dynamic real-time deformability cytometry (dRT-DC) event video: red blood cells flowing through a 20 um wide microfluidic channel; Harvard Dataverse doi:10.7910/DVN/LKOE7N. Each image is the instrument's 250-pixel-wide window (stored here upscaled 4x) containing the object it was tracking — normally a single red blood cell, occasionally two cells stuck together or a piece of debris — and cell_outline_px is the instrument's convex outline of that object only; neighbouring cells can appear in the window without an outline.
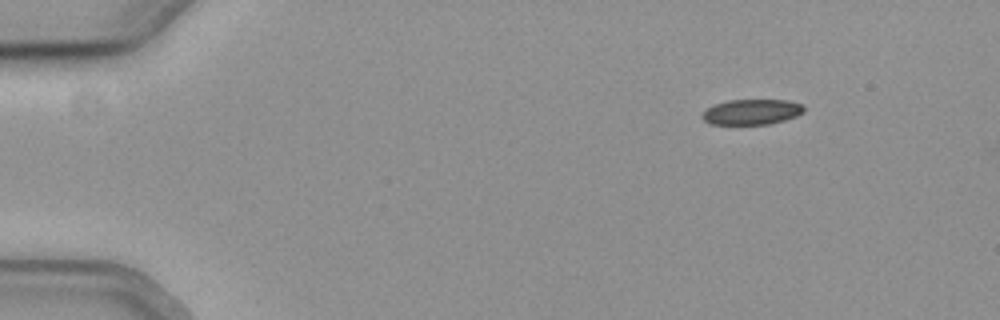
{"species": "common noctule bat (a hibernating species)", "species_latin": "Nyctalus noctula", "temperature_condition": "cold", "stored_images_in_passage": 49, "camera_frame_rate_fps": 3000, "um_per_image_px": 0.085, "animal": {"sex": "female", "body_mass_g": 19.3, "forearm_length_mm": 54.1}, "frame": {"image": 1, "passage_image": 1, "time_ms": 0.0, "image_size_px": [1000, 320], "cell_outline_px": [[804, 112], [796, 116], [784, 120], [768, 124], [712, 124], [704, 120], [700, 116], [708, 108], [716, 104], [728, 100], [788, 100], [804, 104]], "centroid_in_image_um": [63.93, 9.51], "position_along_channel_um": 21.1, "area_um2": 14.97}}
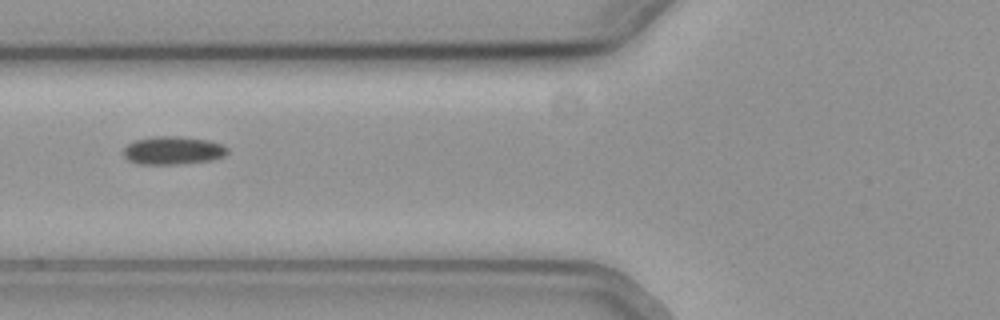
{"frame": {"image": 2, "passage_image": 16, "time_ms": 5.0, "image_size_px": [1000, 320], "cell_outline_px": [[228, 152], [224, 156], [212, 160], [180, 164], [140, 164], [128, 160], [124, 156], [124, 148], [128, 144], [136, 140], [152, 136], [176, 136], [208, 140], [224, 144], [228, 148]], "centroid_in_image_um": [14.73, 12.79], "position_along_channel_um": 111.1, "area_um2": 17.11}}
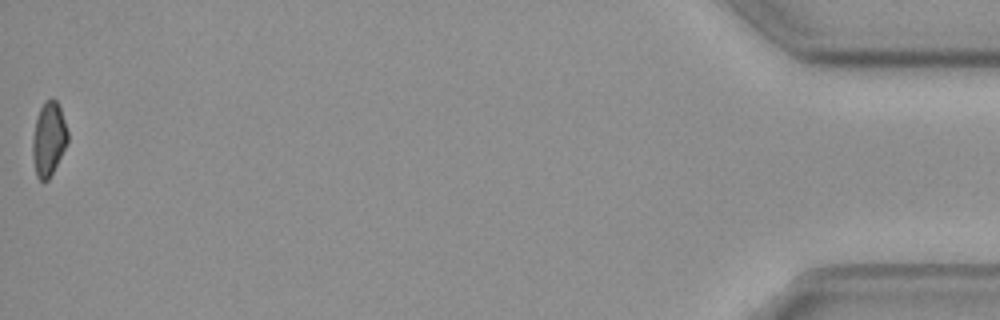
{"frame": {"image": 3, "passage_image": 49, "time_ms": 16.0, "image_size_px": [1000, 320], "cell_outline_px": [[68, 140], [48, 180], [40, 180], [36, 176], [32, 156], [32, 140], [36, 120], [40, 108], [44, 100], [52, 96], [56, 100], [60, 108], [68, 132]], "centroid_in_image_um": [4.12, 11.77], "position_along_channel_um": 431.1, "area_um2": 14.97}}